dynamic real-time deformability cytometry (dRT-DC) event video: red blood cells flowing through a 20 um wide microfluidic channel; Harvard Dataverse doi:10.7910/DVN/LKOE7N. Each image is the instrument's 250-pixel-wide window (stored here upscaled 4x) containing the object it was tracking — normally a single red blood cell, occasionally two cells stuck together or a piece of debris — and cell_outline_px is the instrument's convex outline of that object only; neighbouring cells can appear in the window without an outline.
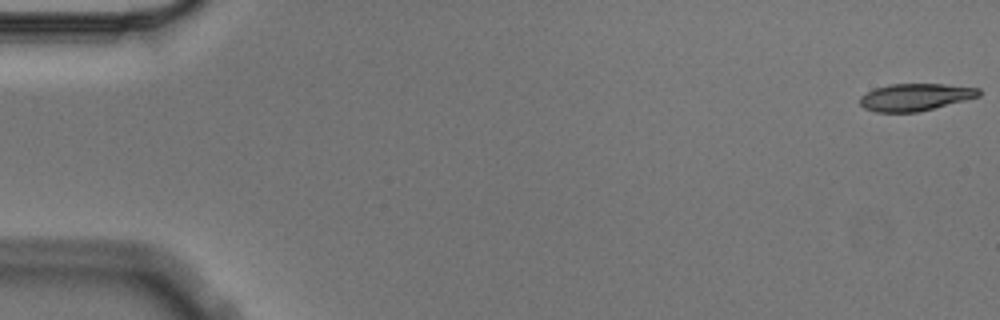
{"species": "Egyptian fruit bat (a non-hibernating species)", "species_latin": "Rousettus aegyptiacus", "temperature_condition": "cold", "stored_images_in_passage": 10, "camera_frame_rate_fps": 3000, "um_per_image_px": 0.085, "animal": {"sex": "male"}, "frame": {"image": 1, "passage_image": 1, "time_ms": 0.0, "image_size_px": [1000, 320], "cell_outline_px": [[980, 96], [916, 112], [876, 112], [864, 108], [860, 104], [860, 96], [876, 88], [888, 84], [944, 84], [980, 88]], "centroid_in_image_um": [77.78, 8.25], "position_along_channel_um": 7.2, "area_um2": 18.61}}
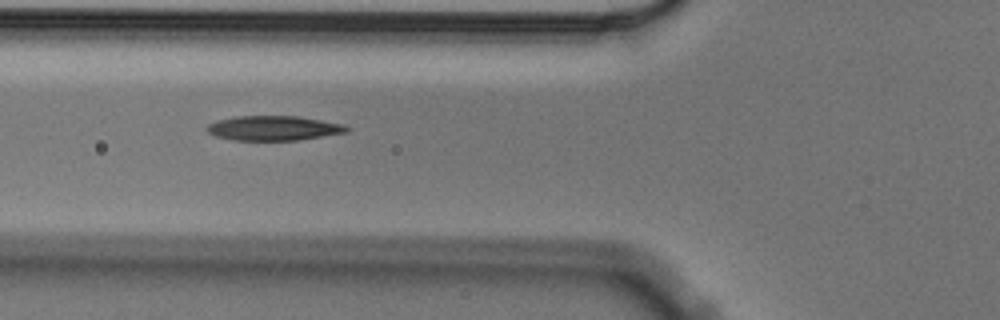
{"frame": {"image": 2, "passage_image": 6, "time_ms": 1.667, "image_size_px": [1000, 320], "cell_outline_px": [[348, 132], [296, 140], [232, 140], [216, 136], [208, 132], [204, 128], [208, 124], [216, 120], [236, 116], [296, 116], [344, 124], [348, 128]], "centroid_in_image_um": [23.2, 10.89], "position_along_channel_um": 102.6, "area_um2": 20.0}}
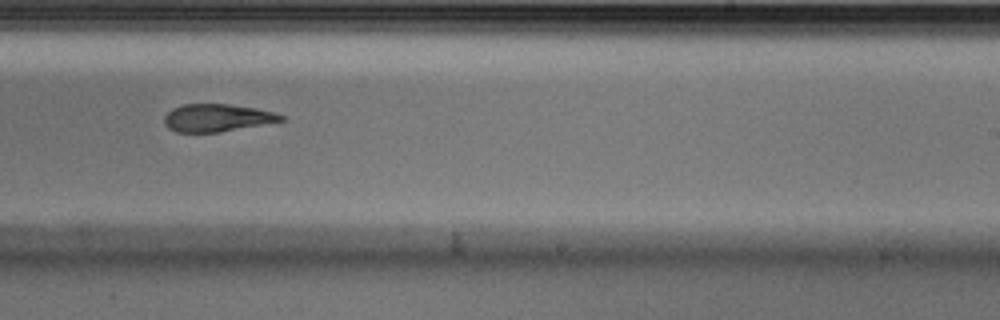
{"frame": {"image": 3, "passage_image": 10, "time_ms": 3.0, "image_size_px": [1000, 320], "cell_outline_px": [[284, 120], [216, 132], [176, 132], [168, 128], [164, 124], [164, 116], [172, 108], [184, 104], [228, 104], [256, 108], [272, 112], [284, 116]], "centroid_in_image_um": [18.38, 10.0], "position_along_channel_um": 270.6, "area_um2": 18.44}}